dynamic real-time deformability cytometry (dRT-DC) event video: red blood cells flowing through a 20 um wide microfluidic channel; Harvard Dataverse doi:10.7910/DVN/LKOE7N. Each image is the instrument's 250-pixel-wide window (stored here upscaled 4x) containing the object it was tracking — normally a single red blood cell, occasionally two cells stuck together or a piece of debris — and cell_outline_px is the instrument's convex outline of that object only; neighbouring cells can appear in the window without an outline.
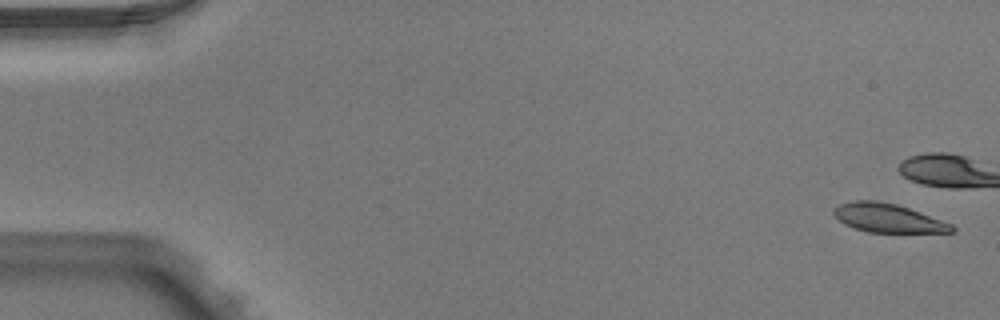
{"species": "Egyptian fruit bat (a non-hibernating species)", "species_latin": "Rousettus aegyptiacus", "temperature_condition": "warm", "stored_images_in_passage": 7, "camera_frame_rate_fps": 3000, "um_per_image_px": 0.085, "animal": {"sex": "male"}, "frame": {"image": 1, "passage_image": 1, "time_ms": 0.0, "image_size_px": [1000, 320], "cell_outline_px": [[956, 232], [868, 232], [844, 224], [832, 212], [832, 208], [840, 204], [856, 200], [876, 200], [896, 204], [920, 212], [952, 224], [956, 228]], "centroid_in_image_um": [75.48, 18.53], "position_along_channel_um": 9.5, "area_um2": 19.59}}
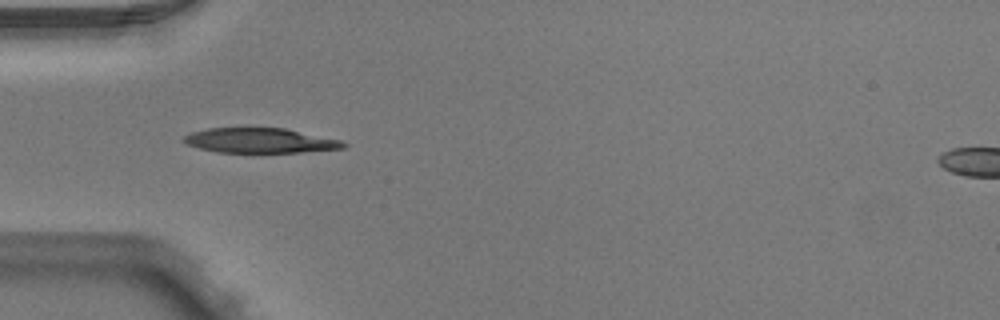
{"frame": {"image": 2, "passage_image": 5, "time_ms": 1.333, "image_size_px": [1000, 320], "cell_outline_px": [[348, 144], [344, 148], [300, 152], [216, 152], [200, 148], [188, 144], [184, 140], [184, 136], [192, 132], [208, 128], [284, 128], [340, 140]], "centroid_in_image_um": [22.11, 11.94], "position_along_channel_um": 62.9, "area_um2": 22.77}}
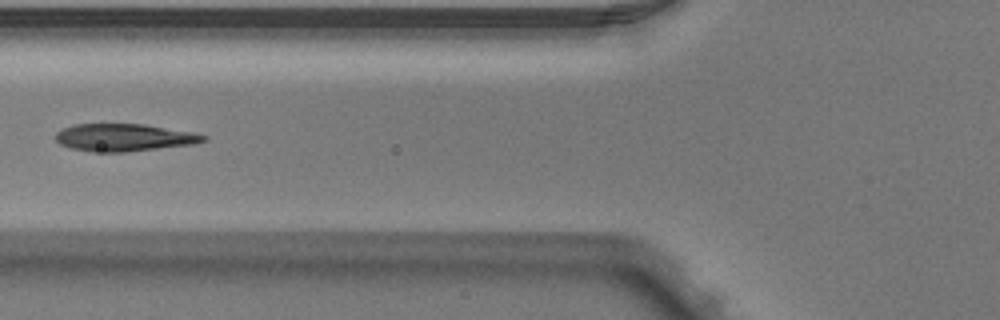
{"frame": {"image": 3, "passage_image": 6, "time_ms": 1.667, "image_size_px": [1000, 320], "cell_outline_px": [[208, 140], [192, 144], [124, 152], [92, 152], [72, 148], [60, 144], [56, 140], [56, 132], [64, 128], [76, 124], [144, 124], [196, 132], [208, 136]], "centroid_in_image_um": [10.59, 11.68], "position_along_channel_um": 115.2, "area_um2": 23.64}}